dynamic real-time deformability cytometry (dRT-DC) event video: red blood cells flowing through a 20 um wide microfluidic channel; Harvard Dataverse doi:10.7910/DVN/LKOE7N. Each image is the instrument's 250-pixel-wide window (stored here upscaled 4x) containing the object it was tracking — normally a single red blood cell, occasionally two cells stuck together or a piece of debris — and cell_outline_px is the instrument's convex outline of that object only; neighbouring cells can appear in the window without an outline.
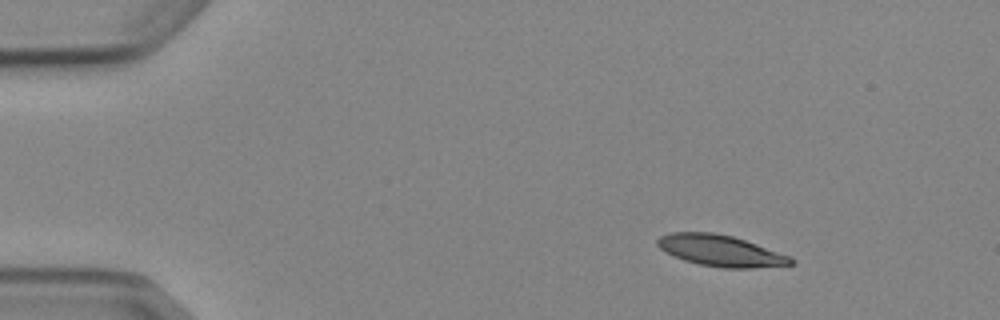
{"species": "Egyptian fruit bat (a non-hibernating species)", "species_latin": "Rousettus aegyptiacus", "temperature_condition": "cold", "stored_images_in_passage": 4, "camera_frame_rate_fps": 3000, "um_per_image_px": 0.085, "animal": {"sex": "female"}, "frame": {"image": 1, "passage_image": 2, "time_ms": 1.0, "image_size_px": [1000, 320], "cell_outline_px": [[796, 260], [792, 264], [752, 268], [724, 268], [700, 264], [684, 260], [660, 248], [656, 244], [656, 240], [660, 236], [672, 232], [712, 232], [732, 236], [792, 256]], "centroid_in_image_um": [61.27, 21.3], "position_along_channel_um": 23.7, "area_um2": 24.1}}